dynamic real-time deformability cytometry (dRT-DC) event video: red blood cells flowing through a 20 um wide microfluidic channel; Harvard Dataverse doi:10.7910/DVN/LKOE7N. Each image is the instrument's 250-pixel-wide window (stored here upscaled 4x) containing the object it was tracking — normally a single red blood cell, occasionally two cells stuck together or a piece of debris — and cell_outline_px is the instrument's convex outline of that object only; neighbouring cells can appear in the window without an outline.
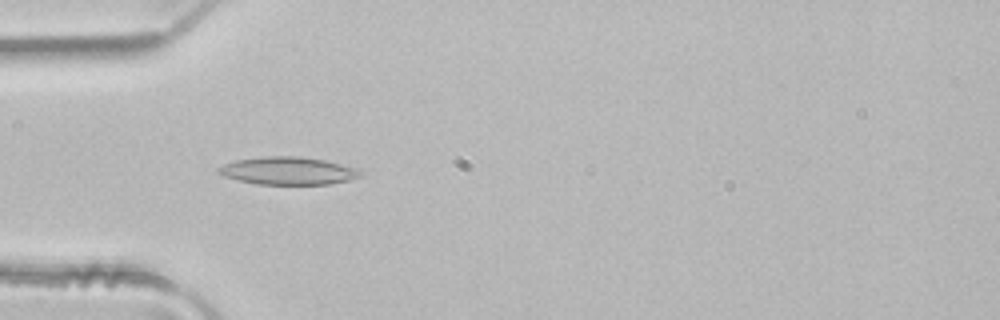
{"species": "common noctule bat (a hibernating species)", "species_latin": "Nyctalus noctula", "temperature_condition": "room temperature", "stored_images_in_passage": 5, "camera_frame_rate_fps": 3000, "um_per_image_px": 0.085, "animal": {"sex": "male", "body_mass_g": 21.5, "forearm_length_mm": 52.0}, "frame": {"image": 1, "passage_image": 4, "time_ms": 1.0, "image_size_px": [1000, 320], "cell_outline_px": [[360, 176], [348, 180], [328, 184], [256, 184], [236, 180], [224, 176], [216, 172], [216, 168], [224, 164], [236, 160], [260, 156], [300, 156], [324, 160], [360, 168]], "centroid_in_image_um": [24.44, 14.51], "position_along_channel_um": 60.6, "area_um2": 23.06}}
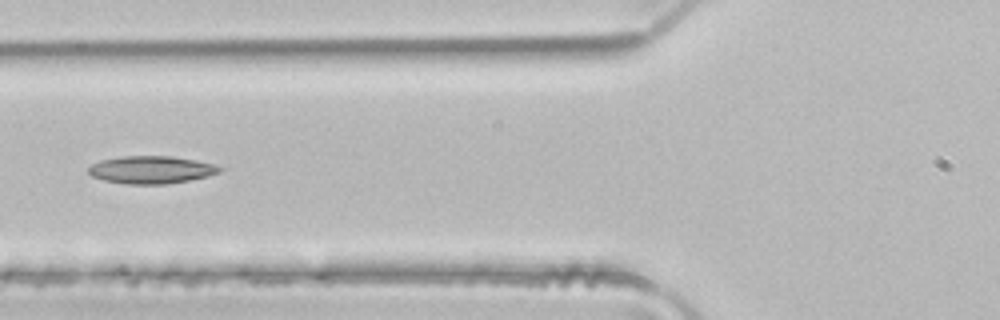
{"frame": {"image": 2, "passage_image": 5, "time_ms": 1.333, "image_size_px": [1000, 320], "cell_outline_px": [[224, 168], [220, 172], [208, 176], [188, 180], [164, 184], [128, 184], [104, 180], [92, 176], [88, 172], [88, 168], [92, 164], [100, 160], [120, 156], [172, 156], [196, 160], [212, 164]], "centroid_in_image_um": [12.84, 14.42], "position_along_channel_um": 113.0, "area_um2": 21.04}}